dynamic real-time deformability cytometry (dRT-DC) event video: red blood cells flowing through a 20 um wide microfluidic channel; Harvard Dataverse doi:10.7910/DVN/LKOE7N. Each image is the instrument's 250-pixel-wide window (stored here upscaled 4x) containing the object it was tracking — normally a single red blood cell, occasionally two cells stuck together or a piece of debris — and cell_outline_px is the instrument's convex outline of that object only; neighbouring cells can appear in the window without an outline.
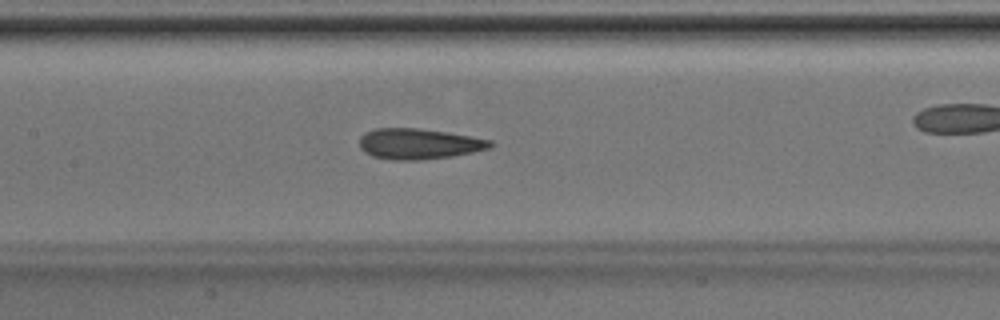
{"species": "Egyptian fruit bat (a non-hibernating species)", "species_latin": "Rousettus aegyptiacus", "temperature_condition": "room temperature", "stored_images_in_passage": 45, "camera_frame_rate_fps": 3000, "um_per_image_px": 0.085, "animal": {"sex": "male"}, "frame": {"image": 1, "passage_image": 20, "time_ms": 6.333, "image_size_px": [1000, 320], "cell_outline_px": [[496, 144], [488, 148], [472, 152], [452, 156], [420, 160], [392, 160], [372, 156], [364, 152], [360, 148], [360, 136], [364, 132], [376, 128], [420, 128], [472, 136], [492, 140]], "centroid_in_image_um": [35.59, 12.22], "position_along_channel_um": 171.8, "area_um2": 23.52}}